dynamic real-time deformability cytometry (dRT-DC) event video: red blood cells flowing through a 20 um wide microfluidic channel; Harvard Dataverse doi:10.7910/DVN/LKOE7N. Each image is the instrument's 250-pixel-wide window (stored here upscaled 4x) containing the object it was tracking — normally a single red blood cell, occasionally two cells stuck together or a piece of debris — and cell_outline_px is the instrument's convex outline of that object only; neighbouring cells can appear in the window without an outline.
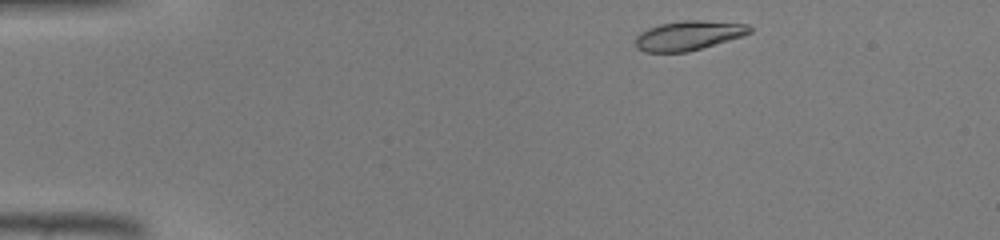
{"species": "common noctule bat (a hibernating species)", "species_latin": "Nyctalus noctula", "temperature_condition": "warm", "stored_images_in_passage": 39, "camera_frame_rate_fps": 3000, "um_per_image_px": 0.085, "animal": {"sex": "male", "body_mass_g": 19.0, "forearm_length_mm": 50.8}, "frame": {"image": 1, "passage_image": 1, "time_ms": 0.0, "image_size_px": [1000, 240], "cell_outline_px": [[752, 32], [744, 36], [688, 52], [644, 52], [636, 48], [636, 36], [640, 32], [648, 28], [660, 24], [680, 20], [700, 20], [748, 24], [752, 28]], "centroid_in_image_um": [58.53, 3.02], "position_along_channel_um": 26.5, "area_um2": 19.77}}
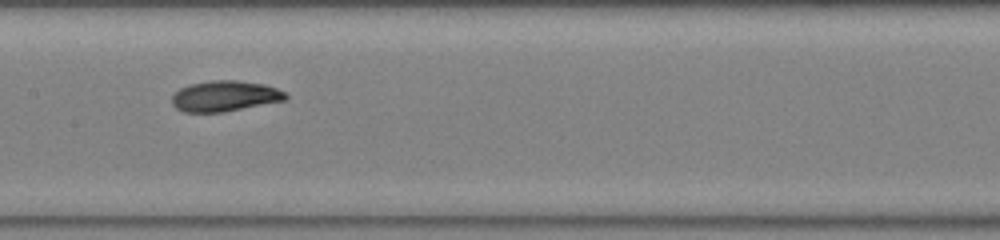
{"frame": {"image": 2, "passage_image": 17, "time_ms": 5.333, "image_size_px": [1000, 240], "cell_outline_px": [[288, 96], [284, 100], [220, 112], [184, 112], [176, 108], [172, 104], [172, 96], [180, 88], [188, 84], [212, 80], [236, 80], [264, 84], [276, 88], [284, 92]], "centroid_in_image_um": [19.06, 8.15], "position_along_channel_um": 188.3, "area_um2": 20.06}}
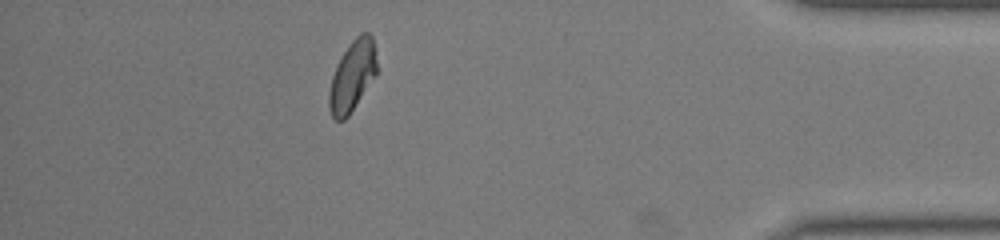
{"frame": {"image": 3, "passage_image": 34, "time_ms": 11.0, "image_size_px": [1000, 240], "cell_outline_px": [[376, 76], [348, 116], [344, 120], [336, 120], [332, 116], [328, 104], [328, 92], [332, 76], [336, 64], [352, 40], [360, 32], [368, 32], [372, 36], [376, 60]], "centroid_in_image_um": [29.94, 6.46], "position_along_channel_um": 405.3, "area_um2": 19.59}}